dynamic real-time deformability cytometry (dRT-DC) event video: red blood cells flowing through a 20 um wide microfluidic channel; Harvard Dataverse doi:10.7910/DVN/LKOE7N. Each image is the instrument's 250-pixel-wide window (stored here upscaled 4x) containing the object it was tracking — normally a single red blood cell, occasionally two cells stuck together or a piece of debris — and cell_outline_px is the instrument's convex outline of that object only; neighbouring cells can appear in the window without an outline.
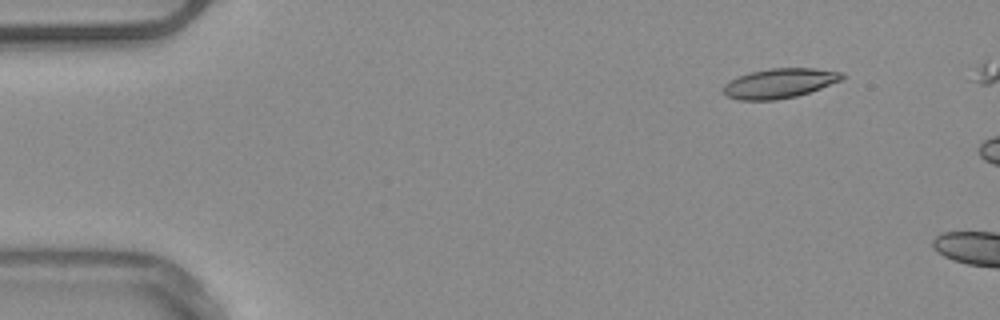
{"species": "common noctule bat (a hibernating species)", "species_latin": "Nyctalus noctula", "temperature_condition": "warm", "stored_images_in_passage": 12, "camera_frame_rate_fps": 3000, "um_per_image_px": 0.085, "animal": {"sex": "male", "body_mass_g": 20.4}, "frame": {"image": 1, "passage_image": 6, "time_ms": 1.667, "image_size_px": [1000, 320], "cell_outline_px": [[848, 76], [840, 80], [820, 88], [796, 96], [776, 100], [740, 100], [728, 96], [724, 92], [724, 84], [748, 72], [768, 68], [816, 68], [840, 72]], "centroid_in_image_um": [66.27, 7.07], "position_along_channel_um": 18.7, "area_um2": 20.35}}